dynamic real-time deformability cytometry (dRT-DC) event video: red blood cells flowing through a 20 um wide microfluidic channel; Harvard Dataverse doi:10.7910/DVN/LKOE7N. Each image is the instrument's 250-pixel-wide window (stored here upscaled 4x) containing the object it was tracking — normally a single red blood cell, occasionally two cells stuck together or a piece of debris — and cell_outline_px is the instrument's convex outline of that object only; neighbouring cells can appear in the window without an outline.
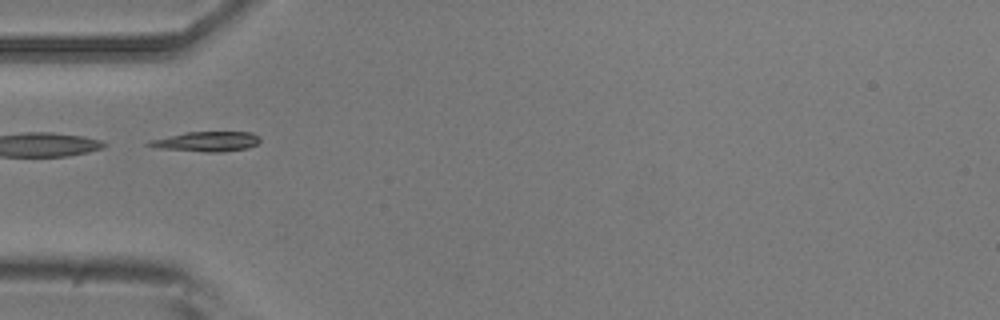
{"species": "common noctule bat (a hibernating species)", "species_latin": "Nyctalus noctula", "temperature_condition": "room temperature", "stored_images_in_passage": 7, "segment_of_instrument_passage": [2, 2], "camera_frame_rate_fps": 3000, "um_per_image_px": 0.085, "animal": {"sex": "male", "body_mass_g": 20.5, "forearm_length_mm": 52.5}, "frame": {"image": 1, "passage_image": 6, "time_ms": 5.667, "image_size_px": [1000, 320], "cell_outline_px": [[260, 140], [256, 144], [248, 148], [220, 152], [204, 152], [160, 148], [144, 144], [148, 140], [184, 132], [252, 132], [260, 136]], "centroid_in_image_um": [17.55, 12.02], "position_along_channel_um": 67.5, "area_um2": 12.95}}